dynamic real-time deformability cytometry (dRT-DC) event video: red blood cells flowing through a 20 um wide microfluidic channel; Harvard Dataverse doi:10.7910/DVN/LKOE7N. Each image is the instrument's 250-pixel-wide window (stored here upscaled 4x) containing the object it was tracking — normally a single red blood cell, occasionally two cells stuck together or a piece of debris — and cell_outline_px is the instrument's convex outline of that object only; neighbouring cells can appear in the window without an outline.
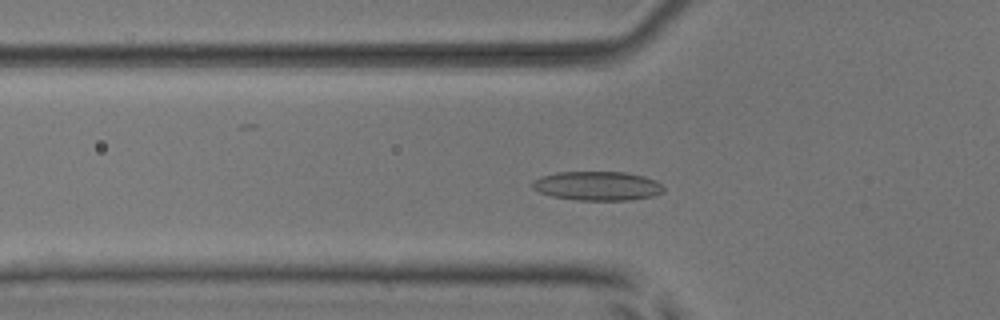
{"species": "common noctule bat (a hibernating species)", "species_latin": "Nyctalus noctula", "temperature_condition": "room temperature", "stored_images_in_passage": 27, "camera_frame_rate_fps": 3000, "um_per_image_px": 0.085, "animal": {"sex": "male", "body_mass_g": 17.9, "forearm_length_mm": 54.2}, "frame": {"image": 1, "passage_image": 3, "time_ms": 0.667, "image_size_px": [1000, 320], "cell_outline_px": [[664, 192], [652, 196], [628, 200], [576, 200], [552, 196], [540, 192], [532, 188], [532, 180], [540, 176], [556, 172], [624, 172], [644, 176], [656, 180], [664, 188]], "centroid_in_image_um": [50.76, 15.8], "position_along_channel_um": 75.0, "area_um2": 22.31}}
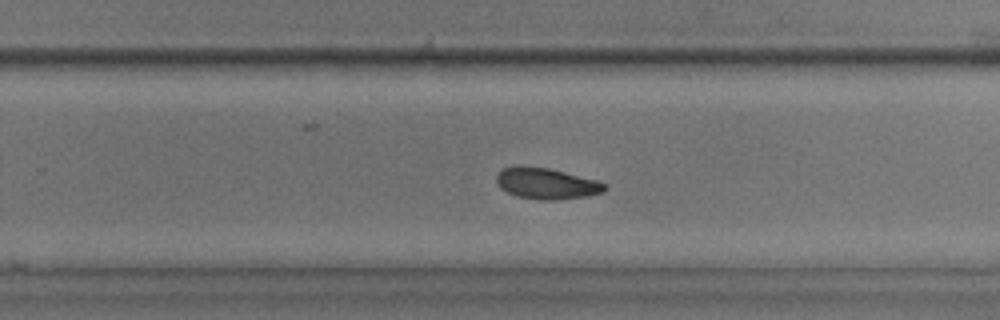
{"frame": {"image": 2, "passage_image": 19, "time_ms": 6.0, "image_size_px": [1000, 320], "cell_outline_px": [[608, 188], [604, 192], [588, 196], [556, 200], [540, 200], [516, 196], [500, 188], [496, 180], [496, 176], [504, 168], [516, 164], [548, 168], [596, 180], [604, 184]], "centroid_in_image_um": [46.43, 15.59], "position_along_channel_um": 283.4, "area_um2": 19.71}}
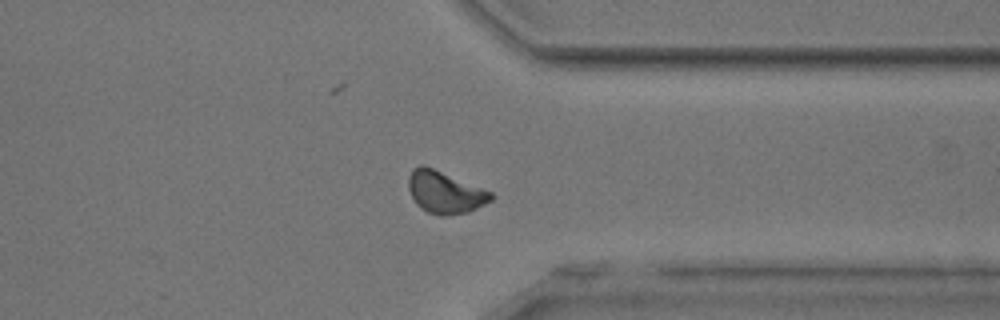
{"frame": {"image": 3, "passage_image": 26, "time_ms": 8.333, "image_size_px": [1000, 320], "cell_outline_px": [[496, 196], [492, 200], [468, 212], [448, 216], [440, 216], [428, 212], [420, 208], [416, 204], [408, 188], [408, 176], [412, 168], [420, 164], [424, 164], [492, 192]], "centroid_in_image_um": [37.8, 16.34], "position_along_channel_um": 373.6, "area_um2": 20.46}, "authors_computed_cell_mechanics": {"area_um2": 20.1722, "velocity_mm_per_s": 3.911, "shape_relaxation_time_tau1_ms": 4.3097, "shape_relaxation_time_tau2_ms": 9.2963, "deformation_change_tau1": 0.1127, "deformation_change_tau2": 0.1513}}